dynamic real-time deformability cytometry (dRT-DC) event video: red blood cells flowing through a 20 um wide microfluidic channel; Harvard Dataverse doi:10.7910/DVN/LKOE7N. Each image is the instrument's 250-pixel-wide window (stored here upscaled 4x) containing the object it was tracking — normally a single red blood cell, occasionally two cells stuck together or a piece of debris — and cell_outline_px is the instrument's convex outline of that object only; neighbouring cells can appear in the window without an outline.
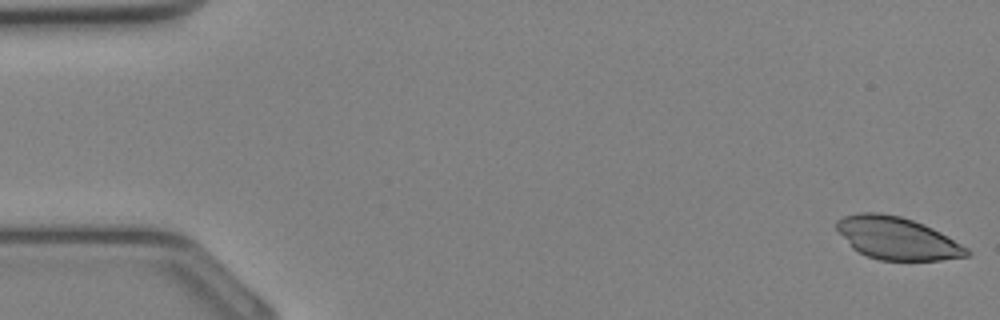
{"species": "Egyptian fruit bat (a non-hibernating species)", "species_latin": "Rousettus aegyptiacus", "temperature_condition": "cold", "stored_images_in_passage": 19, "camera_frame_rate_fps": 3000, "um_per_image_px": 0.085, "animal": {"sex": "female"}, "frame": {"image": 1, "passage_image": 1, "time_ms": 0.0, "image_size_px": [1000, 320], "cell_outline_px": [[972, 252], [968, 256], [940, 260], [880, 260], [868, 256], [852, 248], [836, 228], [836, 220], [844, 216], [860, 212], [876, 212], [900, 216], [912, 220], [932, 228], [940, 232], [968, 248]], "centroid_in_image_um": [76.25, 20.25], "position_along_channel_um": 8.8, "area_um2": 31.96}}
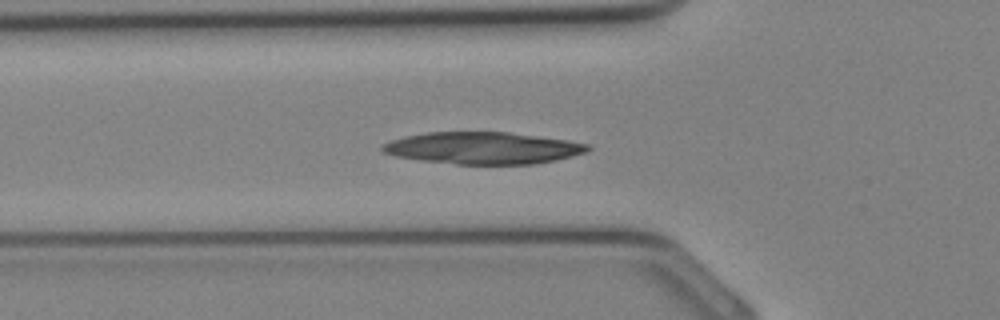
{"frame": {"image": 2, "passage_image": 12, "time_ms": 3.667, "image_size_px": [1000, 320], "cell_outline_px": [[592, 148], [588, 152], [556, 160], [536, 164], [456, 164], [420, 160], [396, 156], [384, 152], [380, 148], [384, 144], [392, 140], [404, 136], [428, 132], [508, 132], [568, 140], [588, 144]], "centroid_in_image_um": [41.09, 12.58], "position_along_channel_um": 84.7, "area_um2": 38.21}}
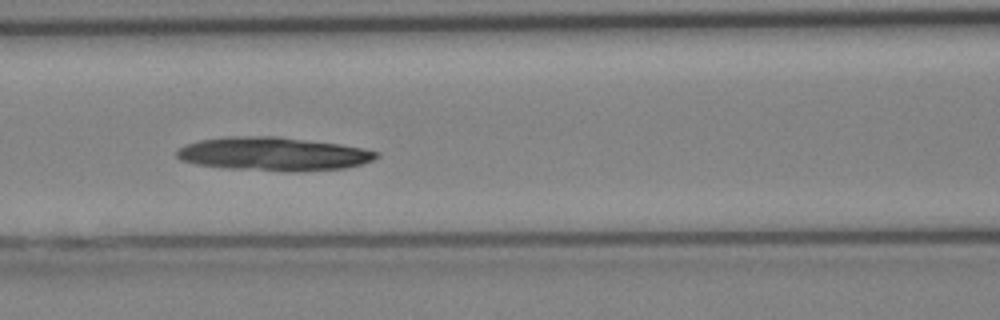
{"frame": {"image": 3, "passage_image": 15, "time_ms": 4.667, "image_size_px": [1000, 320], "cell_outline_px": [[380, 156], [372, 160], [360, 164], [344, 168], [300, 172], [296, 172], [228, 168], [196, 164], [180, 160], [176, 156], [176, 152], [184, 144], [200, 140], [228, 136], [280, 136], [340, 144], [380, 152]], "centroid_in_image_um": [23.23, 13.08], "position_along_channel_um": 143.4, "area_um2": 39.13}}